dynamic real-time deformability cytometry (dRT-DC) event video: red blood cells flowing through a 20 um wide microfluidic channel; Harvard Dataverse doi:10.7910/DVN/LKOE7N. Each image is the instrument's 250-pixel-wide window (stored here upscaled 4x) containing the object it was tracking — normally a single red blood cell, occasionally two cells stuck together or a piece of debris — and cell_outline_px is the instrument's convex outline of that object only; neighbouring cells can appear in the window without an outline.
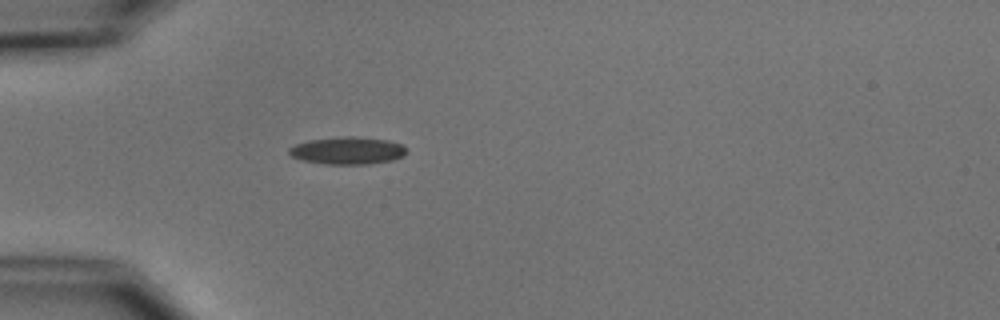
{"species": "common noctule bat (a hibernating species)", "species_latin": "Nyctalus noctula", "temperature_condition": "cold", "stored_images_in_passage": 5, "camera_frame_rate_fps": 3000, "um_per_image_px": 0.085, "animal": {"sex": "male", "body_mass_g": 15.6}, "frame": {"image": 1, "passage_image": 5, "time_ms": 5.667, "image_size_px": [1000, 320], "cell_outline_px": [[408, 152], [404, 156], [392, 160], [368, 164], [324, 164], [304, 160], [292, 156], [288, 152], [288, 148], [296, 144], [308, 140], [344, 136], [352, 136], [388, 140], [404, 144]], "centroid_in_image_um": [29.58, 12.79], "position_along_channel_um": 55.4, "area_um2": 18.84}}